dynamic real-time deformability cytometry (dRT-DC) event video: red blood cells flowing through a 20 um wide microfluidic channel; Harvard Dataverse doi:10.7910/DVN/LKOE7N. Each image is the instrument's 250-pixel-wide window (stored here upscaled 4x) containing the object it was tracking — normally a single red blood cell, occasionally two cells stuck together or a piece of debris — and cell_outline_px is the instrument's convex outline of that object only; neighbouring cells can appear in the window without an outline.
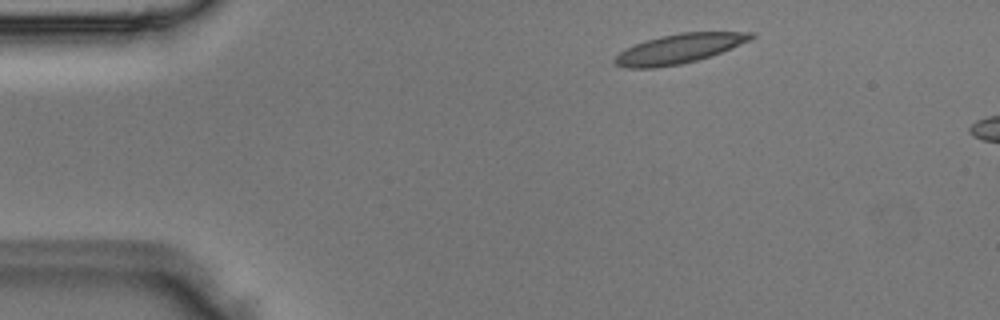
{"species": "Egyptian fruit bat (a non-hibernating species)", "species_latin": "Rousettus aegyptiacus", "temperature_condition": "room temperature", "stored_images_in_passage": 3, "camera_frame_rate_fps": 3000, "um_per_image_px": 0.085, "animal": {"sex": "male"}, "frame": {"image": 1, "passage_image": 1, "time_ms": 0.0, "image_size_px": [1000, 320], "cell_outline_px": [[756, 36], [752, 40], [720, 52], [696, 60], [680, 64], [656, 68], [628, 68], [616, 64], [612, 60], [620, 52], [636, 44], [660, 36], [680, 32], [756, 32]], "centroid_in_image_um": [57.76, 4.13], "position_along_channel_um": 27.2, "area_um2": 23.12}}